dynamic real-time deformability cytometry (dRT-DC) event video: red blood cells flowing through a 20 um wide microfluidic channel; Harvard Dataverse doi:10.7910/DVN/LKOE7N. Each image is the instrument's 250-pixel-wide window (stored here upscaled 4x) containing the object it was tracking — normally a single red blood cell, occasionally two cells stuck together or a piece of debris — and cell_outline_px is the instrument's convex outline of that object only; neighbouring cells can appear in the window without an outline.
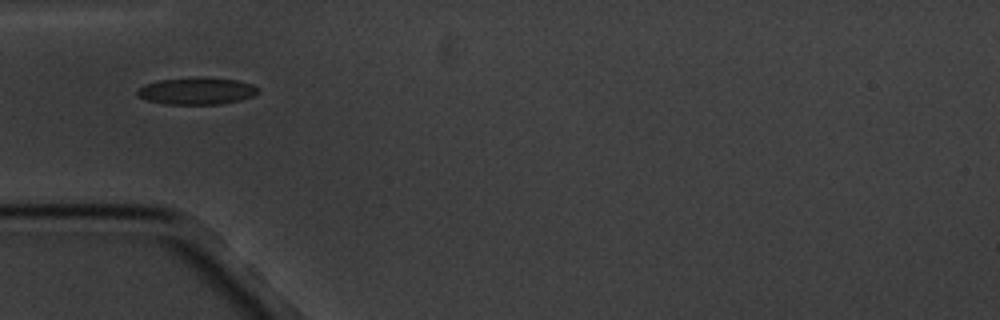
{"species": "common noctule bat (a hibernating species)", "species_latin": "Nyctalus noctula", "temperature_condition": "cold", "stored_images_in_passage": 6, "camera_frame_rate_fps": 3000, "um_per_image_px": 0.085, "animal": {"sex": "male", "body_mass_g": 20.1, "forearm_length_mm": 53.5}, "frame": {"image": 1, "passage_image": 1, "time_ms": 0.0, "image_size_px": [1000, 320], "cell_outline_px": [[260, 92], [252, 96], [240, 100], [220, 104], [164, 104], [148, 100], [136, 96], [136, 88], [144, 84], [160, 80], [204, 76], [236, 80], [252, 84], [260, 88]], "centroid_in_image_um": [16.71, 7.72], "position_along_channel_um": 68.3, "area_um2": 19.31}}
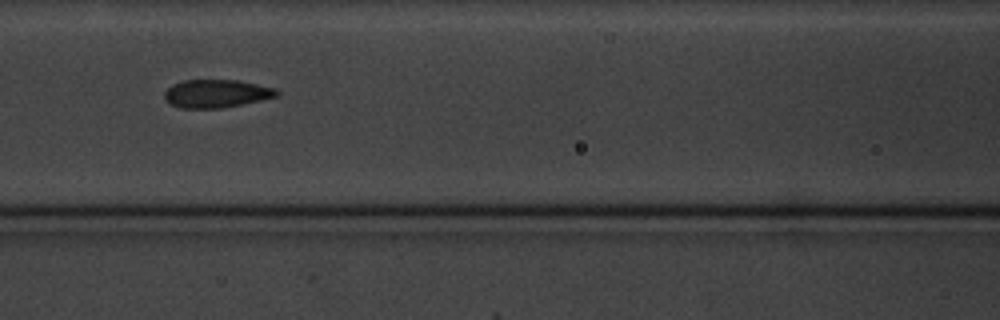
{"frame": {"image": 2, "passage_image": 3, "time_ms": 2.333, "image_size_px": [1000, 320], "cell_outline_px": [[280, 92], [276, 96], [260, 100], [224, 108], [180, 108], [172, 104], [164, 96], [164, 92], [172, 84], [184, 80], [240, 80], [276, 88]], "centroid_in_image_um": [18.41, 7.94], "position_along_channel_um": 148.2, "area_um2": 18.32}}
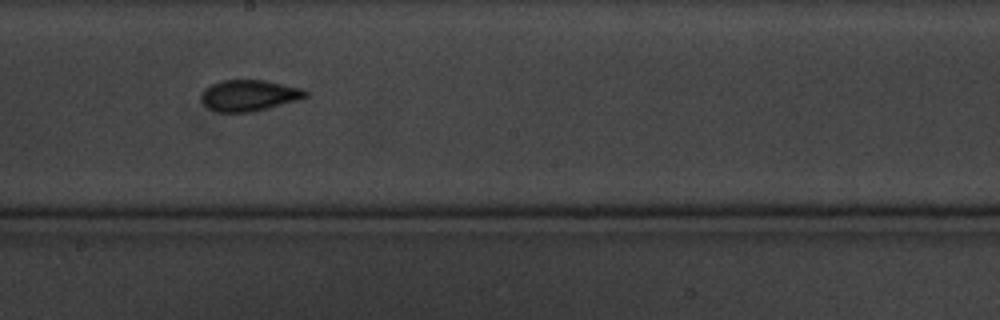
{"frame": {"image": 3, "passage_image": 5, "time_ms": 4.667, "image_size_px": [1000, 320], "cell_outline_px": [[308, 96], [300, 100], [252, 112], [216, 112], [208, 108], [204, 104], [200, 96], [204, 88], [220, 80], [264, 80], [304, 88], [308, 92]], "centroid_in_image_um": [21.19, 8.11], "position_along_channel_um": 227.0, "area_um2": 19.19}}